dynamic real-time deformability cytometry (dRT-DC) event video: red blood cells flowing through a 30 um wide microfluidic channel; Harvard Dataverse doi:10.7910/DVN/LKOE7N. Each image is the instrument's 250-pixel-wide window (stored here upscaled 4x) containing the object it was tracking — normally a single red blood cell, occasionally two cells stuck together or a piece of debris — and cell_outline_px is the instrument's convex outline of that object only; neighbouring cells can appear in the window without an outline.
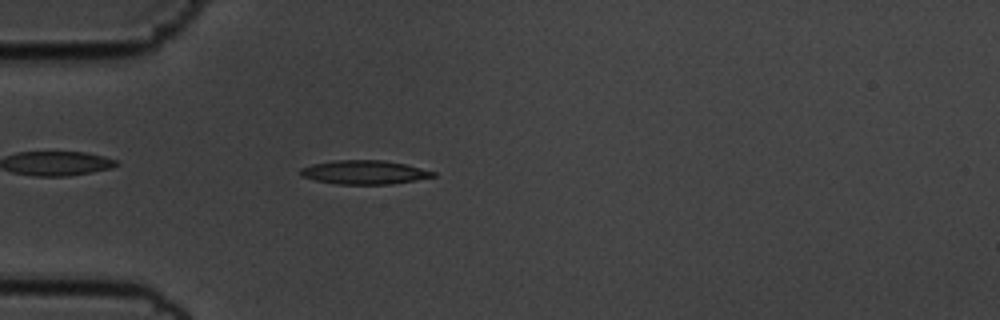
{"species": "common noctule bat (a hibernating species)", "species_latin": "Nyctalus noctula", "temperature_condition": "cold", "stored_images_in_passage": 57, "camera_frame_rate_fps": 3000, "um_per_image_px": 0.085, "animal": {"sex": "male", "body_mass_g": 19.5, "forearm_length_mm": 54.6}, "frame": {"image": 1, "passage_image": 17, "time_ms": 5.333, "image_size_px": [1000, 320], "cell_outline_px": [[436, 176], [416, 180], [392, 184], [336, 184], [316, 180], [300, 176], [300, 168], [312, 164], [332, 160], [384, 160], [404, 164], [436, 172]], "centroid_in_image_um": [30.95, 14.64], "position_along_channel_um": 54.1, "area_um2": 18.44}}
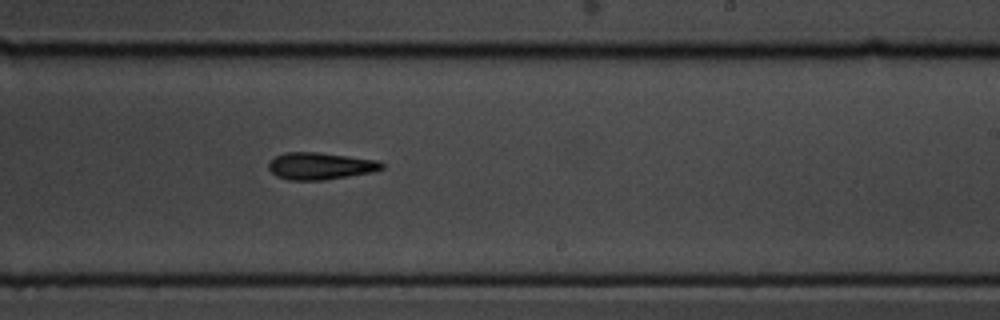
{"frame": {"image": 2, "passage_image": 35, "time_ms": 11.333, "image_size_px": [1000, 320], "cell_outline_px": [[384, 168], [376, 172], [324, 180], [288, 180], [276, 176], [268, 168], [268, 164], [276, 156], [284, 152], [316, 152], [380, 160], [384, 164]], "centroid_in_image_um": [27.27, 14.11], "position_along_channel_um": 261.7, "area_um2": 18.03}}
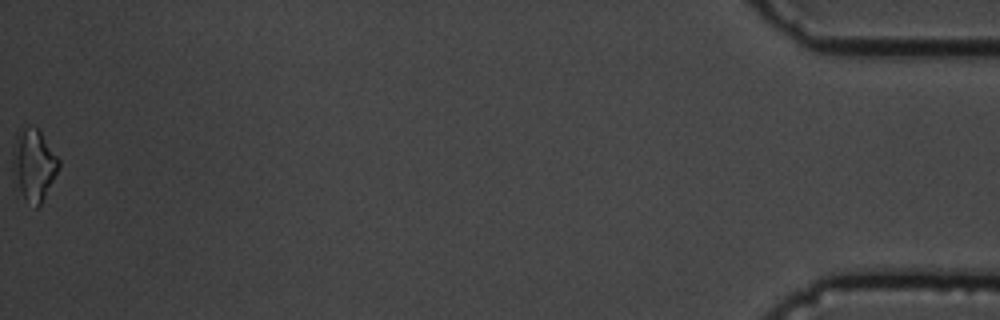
{"frame": {"image": 3, "passage_image": 57, "time_ms": 18.667, "image_size_px": [1000, 320], "cell_outline_px": [[60, 164], [40, 204], [36, 208], [24, 196], [12, 176], [12, 152], [16, 132], [24, 128], [36, 128], [40, 132], [60, 160]], "centroid_in_image_um": [2.83, 13.97], "position_along_channel_um": 432.4, "area_um2": 18.61}, "authors_computed_cell_mechanics": {"area_um2": 17.2822, "velocity_mm_per_s": 3.6139, "shape_relaxation_time_tau1_ms": 3.3362, "shape_relaxation_time_tau2_ms": null, "deformation_change_tau1": 0.1461, "deformation_change_tau2": null}}